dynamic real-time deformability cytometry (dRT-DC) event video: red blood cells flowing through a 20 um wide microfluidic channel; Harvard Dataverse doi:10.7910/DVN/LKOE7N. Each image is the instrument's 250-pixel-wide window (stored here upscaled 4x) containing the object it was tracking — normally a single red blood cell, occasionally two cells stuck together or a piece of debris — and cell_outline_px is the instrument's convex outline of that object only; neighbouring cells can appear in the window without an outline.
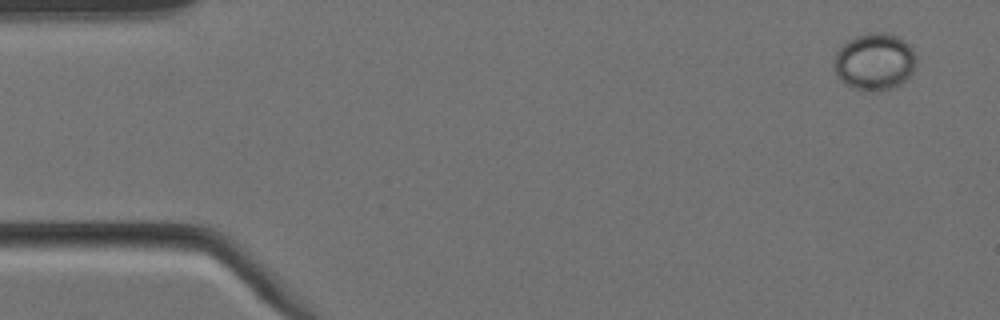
{"species": "Egyptian fruit bat (a non-hibernating species)", "species_latin": "Rousettus aegyptiacus", "temperature_condition": "cold", "stored_images_in_passage": 4, "camera_frame_rate_fps": 3000, "um_per_image_px": 0.085, "animal": {"sex": "female"}, "frame": {"image": 1, "passage_image": 1, "time_ms": 0.0, "image_size_px": [1000, 320], "cell_outline_px": [[916, 64], [912, 72], [900, 84], [892, 88], [856, 88], [844, 84], [836, 76], [832, 64], [836, 52], [848, 40], [856, 36], [872, 32], [888, 32], [896, 36], [908, 44], [912, 48], [916, 56]], "centroid_in_image_um": [74.31, 5.2], "position_along_channel_um": 10.7, "area_um2": 26.93}}
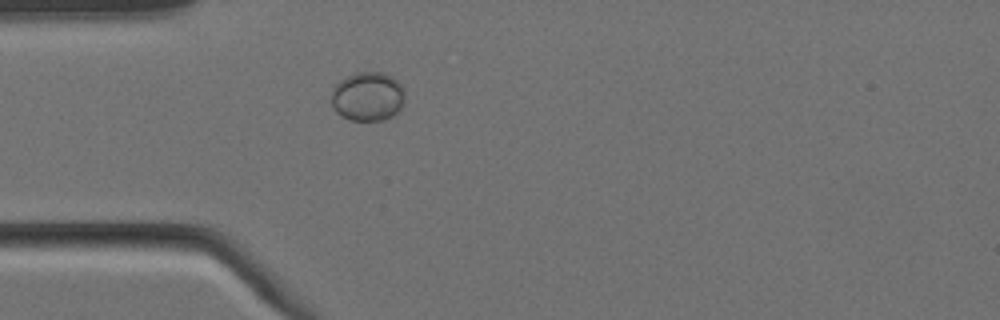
{"frame": {"image": 2, "passage_image": 4, "time_ms": 1.0, "image_size_px": [1000, 320], "cell_outline_px": [[404, 104], [392, 116], [384, 120], [352, 120], [340, 116], [332, 108], [332, 88], [340, 80], [356, 72], [380, 72], [392, 76], [400, 84], [404, 92]], "centroid_in_image_um": [31.24, 8.2], "position_along_channel_um": 53.8, "area_um2": 21.1}}